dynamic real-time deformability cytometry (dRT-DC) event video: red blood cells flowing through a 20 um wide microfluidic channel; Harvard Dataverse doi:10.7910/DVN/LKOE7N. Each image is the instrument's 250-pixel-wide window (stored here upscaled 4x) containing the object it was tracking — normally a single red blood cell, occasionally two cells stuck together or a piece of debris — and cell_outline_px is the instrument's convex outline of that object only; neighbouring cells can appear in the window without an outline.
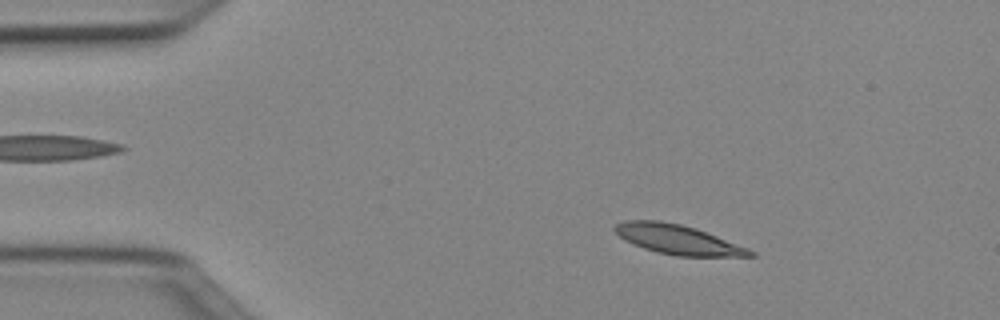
{"species": "Egyptian fruit bat (a non-hibernating species)", "species_latin": "Rousettus aegyptiacus", "temperature_condition": "cold", "stored_images_in_passage": 48, "camera_frame_rate_fps": 3000, "um_per_image_px": 0.085, "animal": {"sex": "female"}, "frame": {"image": 1, "passage_image": 6, "time_ms": 1.667, "image_size_px": [1000, 320], "cell_outline_px": [[756, 256], [676, 256], [656, 252], [644, 248], [624, 240], [612, 228], [616, 224], [624, 220], [660, 220], [680, 224], [696, 228], [748, 248], [756, 252]], "centroid_in_image_um": [57.6, 20.35], "position_along_channel_um": 27.4, "area_um2": 23.24}}
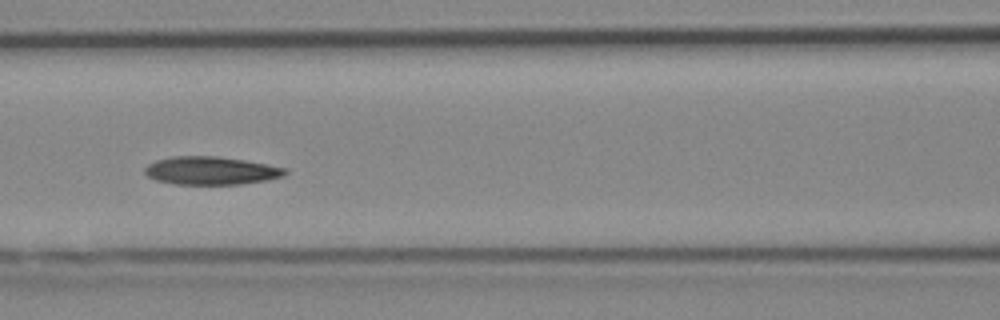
{"frame": {"image": 2, "passage_image": 20, "time_ms": 6.333, "image_size_px": [1000, 320], "cell_outline_px": [[288, 172], [284, 176], [268, 180], [240, 184], [176, 184], [156, 180], [148, 176], [144, 172], [144, 168], [148, 164], [156, 160], [172, 156], [216, 156], [244, 160], [288, 168]], "centroid_in_image_um": [17.95, 14.5], "position_along_channel_um": 148.6, "area_um2": 23.0}}
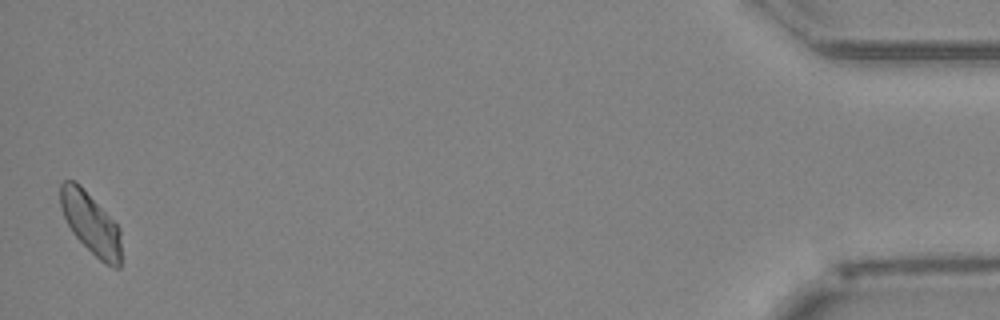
{"frame": {"image": 3, "passage_image": 48, "time_ms": 15.667, "image_size_px": [1000, 320], "cell_outline_px": [[120, 268], [112, 268], [104, 264], [72, 232], [64, 216], [60, 204], [60, 184], [64, 180], [76, 180], [80, 184], [120, 228]], "centroid_in_image_um": [7.71, 18.97], "position_along_channel_um": 427.5, "area_um2": 21.56}, "authors_computed_cell_mechanics": {"area_um2": 22.6865, "velocity_mm_per_s": 3.9602, "shape_relaxation_time_tau1_ms": 2.4989, "shape_relaxation_time_tau2_ms": 4.7684, "deformation_change_tau1": 0.1144, "deformation_change_tau2": 0.109}}